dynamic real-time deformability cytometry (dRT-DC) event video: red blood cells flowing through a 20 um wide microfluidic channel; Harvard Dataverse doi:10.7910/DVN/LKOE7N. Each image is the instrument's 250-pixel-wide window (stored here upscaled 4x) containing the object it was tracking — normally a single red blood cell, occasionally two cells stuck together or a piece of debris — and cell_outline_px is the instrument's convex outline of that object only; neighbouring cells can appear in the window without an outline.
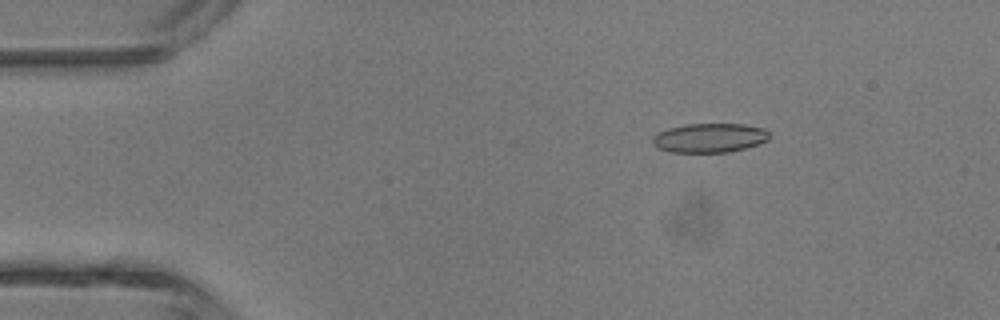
{"species": "common noctule bat (a hibernating species)", "species_latin": "Nyctalus noctula", "temperature_condition": "room temperature", "stored_images_in_passage": 3, "camera_frame_rate_fps": 3000, "um_per_image_px": 0.085, "animal": {"sex": "male", "body_mass_g": 13.3}, "frame": {"image": 1, "passage_image": 1, "time_ms": 0.0, "image_size_px": [1000, 320], "cell_outline_px": [[772, 136], [768, 140], [760, 144], [728, 152], [672, 152], [660, 148], [652, 144], [652, 140], [660, 132], [668, 128], [684, 124], [744, 124], [764, 128]], "centroid_in_image_um": [60.37, 11.71], "position_along_channel_um": 24.6, "area_um2": 19.83}}